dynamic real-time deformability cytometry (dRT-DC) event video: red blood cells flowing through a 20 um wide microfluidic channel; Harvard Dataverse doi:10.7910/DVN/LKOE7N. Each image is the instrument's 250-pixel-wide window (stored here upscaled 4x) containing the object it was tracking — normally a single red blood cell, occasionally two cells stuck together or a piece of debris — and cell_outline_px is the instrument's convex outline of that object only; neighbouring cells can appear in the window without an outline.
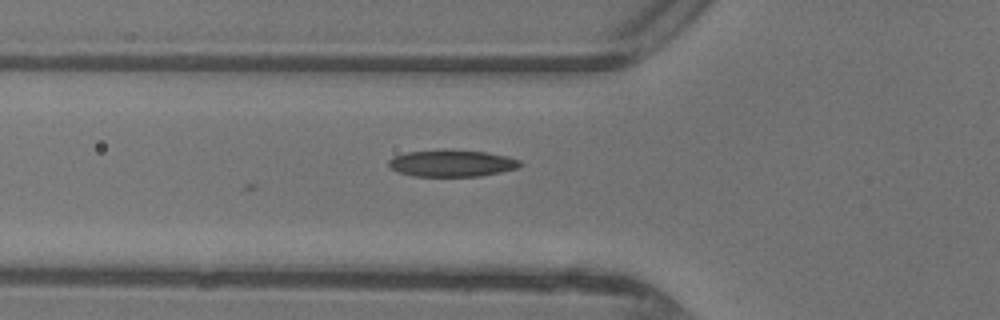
{"species": "common noctule bat (a hibernating species)", "species_latin": "Nyctalus noctula", "temperature_condition": "warm", "stored_images_in_passage": 3, "camera_frame_rate_fps": 3000, "um_per_image_px": 0.085, "animal": {"sex": "female"}, "frame": {"image": 1, "passage_image": 3, "time_ms": 0.667, "image_size_px": [1000, 320], "cell_outline_px": [[524, 164], [520, 168], [480, 176], [412, 176], [400, 172], [392, 168], [388, 164], [388, 160], [392, 156], [408, 152], [488, 152], [508, 156], [520, 160]], "centroid_in_image_um": [38.48, 13.91], "position_along_channel_um": 87.3, "area_um2": 19.83}}